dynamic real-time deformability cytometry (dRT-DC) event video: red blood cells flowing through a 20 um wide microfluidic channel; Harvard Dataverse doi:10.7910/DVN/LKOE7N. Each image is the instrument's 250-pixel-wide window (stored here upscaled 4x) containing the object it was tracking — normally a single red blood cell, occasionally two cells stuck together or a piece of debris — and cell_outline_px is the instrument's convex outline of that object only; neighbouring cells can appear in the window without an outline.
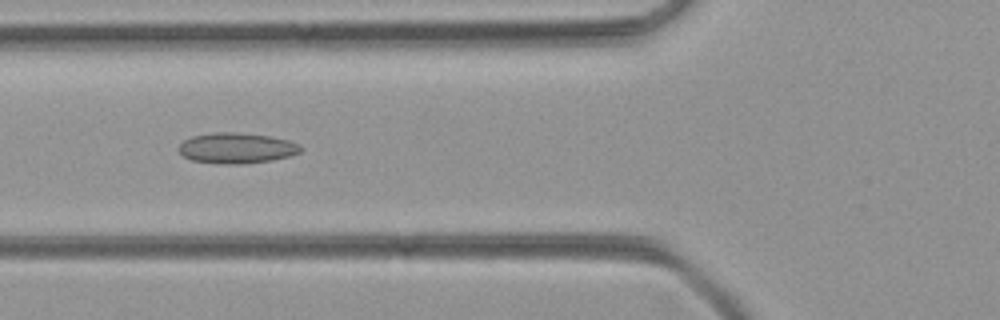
{"species": "common noctule bat (a hibernating species)", "species_latin": "Nyctalus noctula", "temperature_condition": "room temperature", "stored_images_in_passage": 5, "camera_frame_rate_fps": 3000, "um_per_image_px": 0.085, "animal": {"sex": "female", "body_mass_g": 21.9}, "frame": {"image": 1, "passage_image": 5, "time_ms": 1.333, "image_size_px": [1000, 320], "cell_outline_px": [[304, 148], [300, 152], [288, 156], [272, 160], [240, 164], [224, 164], [192, 160], [184, 156], [180, 152], [180, 144], [184, 140], [192, 136], [212, 132], [236, 132], [272, 136], [288, 140], [300, 144]], "centroid_in_image_um": [20.15, 12.57], "position_along_channel_um": 105.7, "area_um2": 21.73}}